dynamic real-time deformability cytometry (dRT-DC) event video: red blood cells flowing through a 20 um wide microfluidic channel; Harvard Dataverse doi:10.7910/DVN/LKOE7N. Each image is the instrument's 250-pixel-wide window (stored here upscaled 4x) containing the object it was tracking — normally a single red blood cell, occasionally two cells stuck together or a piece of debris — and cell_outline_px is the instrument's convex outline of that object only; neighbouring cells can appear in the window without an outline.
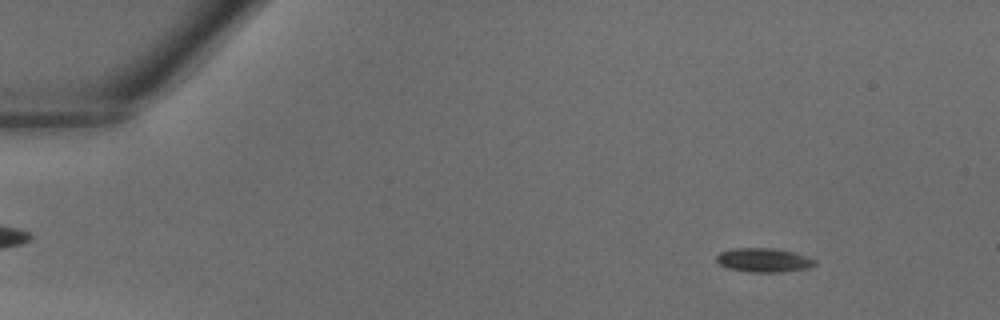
{"species": "common noctule bat (a hibernating species)", "species_latin": "Nyctalus noctula", "temperature_condition": "warm", "stored_images_in_passage": 42, "segment_of_instrument_passage": [1, 2], "camera_frame_rate_fps": 3000, "um_per_image_px": 0.085, "animal": {"sex": "male", "body_mass_g": 18.8}, "frame": {"image": 1, "passage_image": 5, "time_ms": 1.333, "image_size_px": [1000, 320], "cell_outline_px": [[816, 264], [812, 268], [784, 272], [752, 272], [728, 268], [720, 264], [716, 260], [716, 256], [720, 252], [732, 248], [776, 248], [808, 256], [816, 260]], "centroid_in_image_um": [64.96, 22.11], "position_along_channel_um": 20.0, "area_um2": 13.93}}
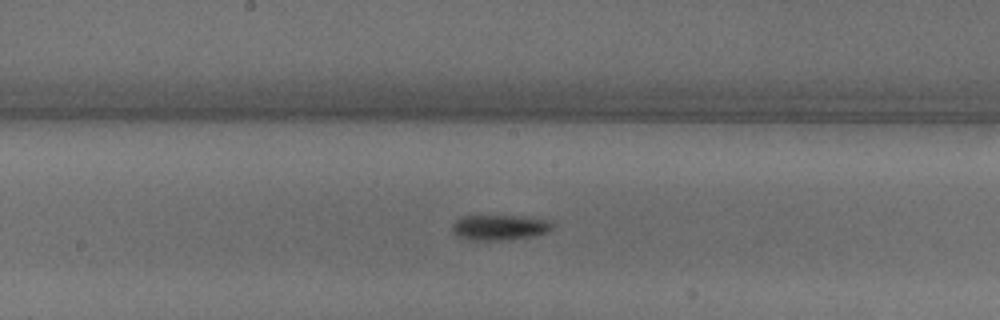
{"frame": {"image": 2, "passage_image": 22, "time_ms": 7.0, "image_size_px": [1000, 320], "cell_outline_px": [[556, 224], [548, 232], [532, 236], [500, 240], [476, 240], [456, 236], [452, 232], [452, 224], [460, 216], [524, 216], [548, 220]], "centroid_in_image_um": [42.47, 19.32], "position_along_channel_um": 205.7, "area_um2": 14.8}}
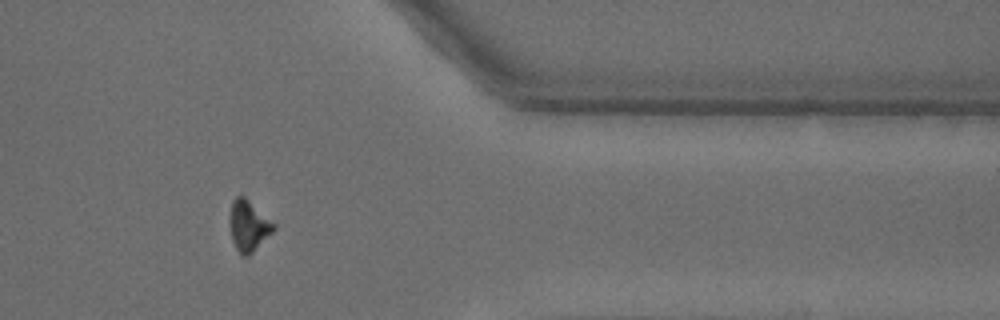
{"frame": {"image": 3, "passage_image": 34, "time_ms": 11.0, "image_size_px": [1000, 320], "cell_outline_px": [[276, 228], [248, 256], [240, 256], [232, 240], [232, 200], [236, 196], [244, 196], [276, 224]], "centroid_in_image_um": [21.17, 19.2], "position_along_channel_um": 390.2, "area_um2": 12.48}}